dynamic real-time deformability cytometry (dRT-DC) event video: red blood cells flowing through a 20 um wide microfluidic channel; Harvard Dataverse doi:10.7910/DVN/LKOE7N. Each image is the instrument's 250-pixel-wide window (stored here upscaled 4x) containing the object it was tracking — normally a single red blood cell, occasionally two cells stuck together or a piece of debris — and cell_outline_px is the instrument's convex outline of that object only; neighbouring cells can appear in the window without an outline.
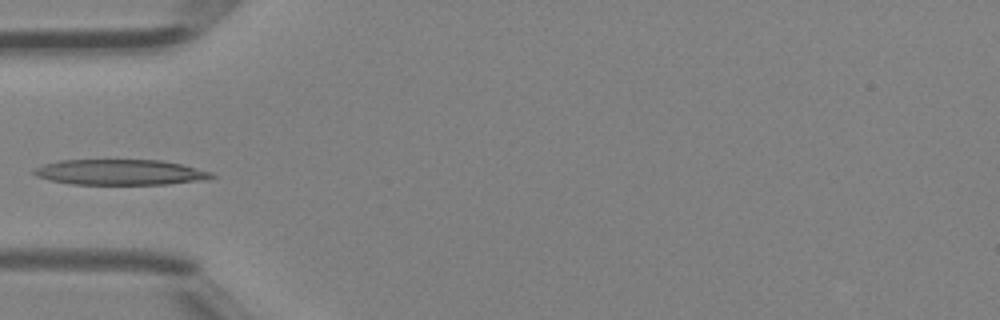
{"species": "Egyptian fruit bat (a non-hibernating species)", "species_latin": "Rousettus aegyptiacus", "temperature_condition": "room temperature", "stored_images_in_passage": 4, "camera_frame_rate_fps": 3000, "um_per_image_px": 0.085, "animal": {"sex": "female"}, "frame": {"image": 1, "passage_image": 4, "time_ms": 1.0, "image_size_px": [1000, 320], "cell_outline_px": [[216, 176], [208, 180], [168, 184], [72, 184], [52, 180], [36, 176], [32, 172], [36, 168], [44, 164], [60, 160], [164, 160], [212, 172]], "centroid_in_image_um": [10.27, 14.64], "position_along_channel_um": 74.7, "area_um2": 26.36}}